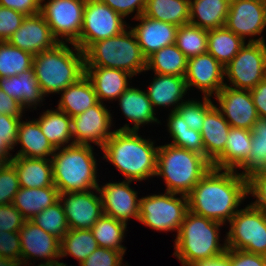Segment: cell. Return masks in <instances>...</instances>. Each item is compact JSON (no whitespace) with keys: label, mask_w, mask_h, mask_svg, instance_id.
Returning <instances> with one entry per match:
<instances>
[{"label":"cell","mask_w":266,"mask_h":266,"mask_svg":"<svg viewBox=\"0 0 266 266\" xmlns=\"http://www.w3.org/2000/svg\"><path fill=\"white\" fill-rule=\"evenodd\" d=\"M186 196L189 211L226 227L248 198L247 178L235 170L211 167Z\"/></svg>","instance_id":"cell-1"},{"label":"cell","mask_w":266,"mask_h":266,"mask_svg":"<svg viewBox=\"0 0 266 266\" xmlns=\"http://www.w3.org/2000/svg\"><path fill=\"white\" fill-rule=\"evenodd\" d=\"M155 140L143 138L138 131L114 129L101 151L103 159L122 174L124 180L146 181L155 177L158 145Z\"/></svg>","instance_id":"cell-2"},{"label":"cell","mask_w":266,"mask_h":266,"mask_svg":"<svg viewBox=\"0 0 266 266\" xmlns=\"http://www.w3.org/2000/svg\"><path fill=\"white\" fill-rule=\"evenodd\" d=\"M224 224L187 211L178 235L174 239V253L182 266L212 260L226 252V237L220 240ZM223 242L222 244L220 242Z\"/></svg>","instance_id":"cell-3"},{"label":"cell","mask_w":266,"mask_h":266,"mask_svg":"<svg viewBox=\"0 0 266 266\" xmlns=\"http://www.w3.org/2000/svg\"><path fill=\"white\" fill-rule=\"evenodd\" d=\"M32 67L43 94L49 97L85 75V55L73 43H58L54 48L34 55Z\"/></svg>","instance_id":"cell-4"},{"label":"cell","mask_w":266,"mask_h":266,"mask_svg":"<svg viewBox=\"0 0 266 266\" xmlns=\"http://www.w3.org/2000/svg\"><path fill=\"white\" fill-rule=\"evenodd\" d=\"M93 147L73 144L55 150L51 157L53 182L60 194L98 188L99 169Z\"/></svg>","instance_id":"cell-5"},{"label":"cell","mask_w":266,"mask_h":266,"mask_svg":"<svg viewBox=\"0 0 266 266\" xmlns=\"http://www.w3.org/2000/svg\"><path fill=\"white\" fill-rule=\"evenodd\" d=\"M211 167L203 155L166 143L158 147L155 176L165 181V191L187 195Z\"/></svg>","instance_id":"cell-6"},{"label":"cell","mask_w":266,"mask_h":266,"mask_svg":"<svg viewBox=\"0 0 266 266\" xmlns=\"http://www.w3.org/2000/svg\"><path fill=\"white\" fill-rule=\"evenodd\" d=\"M84 55L85 67L115 68L133 76L146 72V58L130 27L115 37L94 42Z\"/></svg>","instance_id":"cell-7"},{"label":"cell","mask_w":266,"mask_h":266,"mask_svg":"<svg viewBox=\"0 0 266 266\" xmlns=\"http://www.w3.org/2000/svg\"><path fill=\"white\" fill-rule=\"evenodd\" d=\"M187 211L186 195L167 191L151 193L140 198L138 221L154 231H175L177 236Z\"/></svg>","instance_id":"cell-8"},{"label":"cell","mask_w":266,"mask_h":266,"mask_svg":"<svg viewBox=\"0 0 266 266\" xmlns=\"http://www.w3.org/2000/svg\"><path fill=\"white\" fill-rule=\"evenodd\" d=\"M228 249L266 256V215L250 203L238 210L228 222Z\"/></svg>","instance_id":"cell-9"},{"label":"cell","mask_w":266,"mask_h":266,"mask_svg":"<svg viewBox=\"0 0 266 266\" xmlns=\"http://www.w3.org/2000/svg\"><path fill=\"white\" fill-rule=\"evenodd\" d=\"M224 74L226 86L253 89L266 79V42H246L224 67Z\"/></svg>","instance_id":"cell-10"},{"label":"cell","mask_w":266,"mask_h":266,"mask_svg":"<svg viewBox=\"0 0 266 266\" xmlns=\"http://www.w3.org/2000/svg\"><path fill=\"white\" fill-rule=\"evenodd\" d=\"M129 23L100 0H86L80 38L74 43L85 52L94 42L115 37Z\"/></svg>","instance_id":"cell-11"},{"label":"cell","mask_w":266,"mask_h":266,"mask_svg":"<svg viewBox=\"0 0 266 266\" xmlns=\"http://www.w3.org/2000/svg\"><path fill=\"white\" fill-rule=\"evenodd\" d=\"M46 2V3H45ZM86 0H41V14L59 43L80 38Z\"/></svg>","instance_id":"cell-12"},{"label":"cell","mask_w":266,"mask_h":266,"mask_svg":"<svg viewBox=\"0 0 266 266\" xmlns=\"http://www.w3.org/2000/svg\"><path fill=\"white\" fill-rule=\"evenodd\" d=\"M225 26L245 42H266V0H230Z\"/></svg>","instance_id":"cell-13"},{"label":"cell","mask_w":266,"mask_h":266,"mask_svg":"<svg viewBox=\"0 0 266 266\" xmlns=\"http://www.w3.org/2000/svg\"><path fill=\"white\" fill-rule=\"evenodd\" d=\"M108 109L105 103L99 101L83 113L72 117L73 144H94L101 150L114 132L113 114Z\"/></svg>","instance_id":"cell-14"},{"label":"cell","mask_w":266,"mask_h":266,"mask_svg":"<svg viewBox=\"0 0 266 266\" xmlns=\"http://www.w3.org/2000/svg\"><path fill=\"white\" fill-rule=\"evenodd\" d=\"M19 233L21 266H33L38 260L41 264L59 261L60 239L55 235L44 231L30 220L25 221Z\"/></svg>","instance_id":"cell-15"},{"label":"cell","mask_w":266,"mask_h":266,"mask_svg":"<svg viewBox=\"0 0 266 266\" xmlns=\"http://www.w3.org/2000/svg\"><path fill=\"white\" fill-rule=\"evenodd\" d=\"M135 181L123 180L98 185L104 215L128 225L131 219L139 220L140 198L138 191L131 187Z\"/></svg>","instance_id":"cell-16"},{"label":"cell","mask_w":266,"mask_h":266,"mask_svg":"<svg viewBox=\"0 0 266 266\" xmlns=\"http://www.w3.org/2000/svg\"><path fill=\"white\" fill-rule=\"evenodd\" d=\"M216 108L231 127L250 130L259 119L251 93L247 89L224 86L214 96Z\"/></svg>","instance_id":"cell-17"},{"label":"cell","mask_w":266,"mask_h":266,"mask_svg":"<svg viewBox=\"0 0 266 266\" xmlns=\"http://www.w3.org/2000/svg\"><path fill=\"white\" fill-rule=\"evenodd\" d=\"M69 229H91L104 214L98 188L59 194Z\"/></svg>","instance_id":"cell-18"},{"label":"cell","mask_w":266,"mask_h":266,"mask_svg":"<svg viewBox=\"0 0 266 266\" xmlns=\"http://www.w3.org/2000/svg\"><path fill=\"white\" fill-rule=\"evenodd\" d=\"M185 81L189 91L194 87L213 98L225 86L224 67L209 53L194 56L188 59Z\"/></svg>","instance_id":"cell-19"},{"label":"cell","mask_w":266,"mask_h":266,"mask_svg":"<svg viewBox=\"0 0 266 266\" xmlns=\"http://www.w3.org/2000/svg\"><path fill=\"white\" fill-rule=\"evenodd\" d=\"M7 42L33 56L52 49L59 43L41 13L26 16Z\"/></svg>","instance_id":"cell-20"},{"label":"cell","mask_w":266,"mask_h":266,"mask_svg":"<svg viewBox=\"0 0 266 266\" xmlns=\"http://www.w3.org/2000/svg\"><path fill=\"white\" fill-rule=\"evenodd\" d=\"M118 105L120 106L122 114L126 117L127 121L133 123H125L122 127L116 130L121 131H138L140 127L148 124H161V120L157 118L156 110L153 108L145 90L138 87L130 86L118 98Z\"/></svg>","instance_id":"cell-21"},{"label":"cell","mask_w":266,"mask_h":266,"mask_svg":"<svg viewBox=\"0 0 266 266\" xmlns=\"http://www.w3.org/2000/svg\"><path fill=\"white\" fill-rule=\"evenodd\" d=\"M139 21L135 26H130L134 32L142 54L147 59L158 50L176 42L178 26L151 19L141 15L134 19Z\"/></svg>","instance_id":"cell-22"},{"label":"cell","mask_w":266,"mask_h":266,"mask_svg":"<svg viewBox=\"0 0 266 266\" xmlns=\"http://www.w3.org/2000/svg\"><path fill=\"white\" fill-rule=\"evenodd\" d=\"M153 76L145 91L154 109L164 107V109L170 108L168 111L173 112L187 101L185 95L189 92H187L185 77L157 73Z\"/></svg>","instance_id":"cell-23"},{"label":"cell","mask_w":266,"mask_h":266,"mask_svg":"<svg viewBox=\"0 0 266 266\" xmlns=\"http://www.w3.org/2000/svg\"><path fill=\"white\" fill-rule=\"evenodd\" d=\"M0 89L20 103L25 111L29 109L36 111L37 107L43 106L42 102L46 100L33 67L21 74L0 79Z\"/></svg>","instance_id":"cell-24"},{"label":"cell","mask_w":266,"mask_h":266,"mask_svg":"<svg viewBox=\"0 0 266 266\" xmlns=\"http://www.w3.org/2000/svg\"><path fill=\"white\" fill-rule=\"evenodd\" d=\"M85 75L92 82L101 103L116 101L131 86L132 81L129 80L134 77L120 69L103 67H85Z\"/></svg>","instance_id":"cell-25"},{"label":"cell","mask_w":266,"mask_h":266,"mask_svg":"<svg viewBox=\"0 0 266 266\" xmlns=\"http://www.w3.org/2000/svg\"><path fill=\"white\" fill-rule=\"evenodd\" d=\"M20 145V150L16 151L13 156L51 159L55 148L43 134L39 123L34 119L23 118L18 128V138L15 145Z\"/></svg>","instance_id":"cell-26"},{"label":"cell","mask_w":266,"mask_h":266,"mask_svg":"<svg viewBox=\"0 0 266 266\" xmlns=\"http://www.w3.org/2000/svg\"><path fill=\"white\" fill-rule=\"evenodd\" d=\"M9 163L17 172L20 187L43 188L55 186L51 159L13 156Z\"/></svg>","instance_id":"cell-27"},{"label":"cell","mask_w":266,"mask_h":266,"mask_svg":"<svg viewBox=\"0 0 266 266\" xmlns=\"http://www.w3.org/2000/svg\"><path fill=\"white\" fill-rule=\"evenodd\" d=\"M60 94V99L57 101V107L55 108L65 112L71 118L99 102L94 86L86 75L68 86Z\"/></svg>","instance_id":"cell-28"},{"label":"cell","mask_w":266,"mask_h":266,"mask_svg":"<svg viewBox=\"0 0 266 266\" xmlns=\"http://www.w3.org/2000/svg\"><path fill=\"white\" fill-rule=\"evenodd\" d=\"M231 126L214 105L207 113L200 131L205 158L212 162L224 151Z\"/></svg>","instance_id":"cell-29"},{"label":"cell","mask_w":266,"mask_h":266,"mask_svg":"<svg viewBox=\"0 0 266 266\" xmlns=\"http://www.w3.org/2000/svg\"><path fill=\"white\" fill-rule=\"evenodd\" d=\"M251 142L250 130L231 127L224 151L212 162V167L236 170L248 158Z\"/></svg>","instance_id":"cell-30"},{"label":"cell","mask_w":266,"mask_h":266,"mask_svg":"<svg viewBox=\"0 0 266 266\" xmlns=\"http://www.w3.org/2000/svg\"><path fill=\"white\" fill-rule=\"evenodd\" d=\"M230 0H190L191 25L212 30L226 25Z\"/></svg>","instance_id":"cell-31"},{"label":"cell","mask_w":266,"mask_h":266,"mask_svg":"<svg viewBox=\"0 0 266 266\" xmlns=\"http://www.w3.org/2000/svg\"><path fill=\"white\" fill-rule=\"evenodd\" d=\"M59 191L56 186L43 188L20 187L12 201L26 220L53 205L59 200Z\"/></svg>","instance_id":"cell-32"},{"label":"cell","mask_w":266,"mask_h":266,"mask_svg":"<svg viewBox=\"0 0 266 266\" xmlns=\"http://www.w3.org/2000/svg\"><path fill=\"white\" fill-rule=\"evenodd\" d=\"M46 138L55 148L73 145L72 118L58 109H47L35 119Z\"/></svg>","instance_id":"cell-33"},{"label":"cell","mask_w":266,"mask_h":266,"mask_svg":"<svg viewBox=\"0 0 266 266\" xmlns=\"http://www.w3.org/2000/svg\"><path fill=\"white\" fill-rule=\"evenodd\" d=\"M190 0H146L143 15L182 26L190 20Z\"/></svg>","instance_id":"cell-34"},{"label":"cell","mask_w":266,"mask_h":266,"mask_svg":"<svg viewBox=\"0 0 266 266\" xmlns=\"http://www.w3.org/2000/svg\"><path fill=\"white\" fill-rule=\"evenodd\" d=\"M246 42L226 26L208 30L207 53L225 67Z\"/></svg>","instance_id":"cell-35"},{"label":"cell","mask_w":266,"mask_h":266,"mask_svg":"<svg viewBox=\"0 0 266 266\" xmlns=\"http://www.w3.org/2000/svg\"><path fill=\"white\" fill-rule=\"evenodd\" d=\"M188 58L177 48L176 44L168 45L153 53L146 59V71L157 74L185 77Z\"/></svg>","instance_id":"cell-36"},{"label":"cell","mask_w":266,"mask_h":266,"mask_svg":"<svg viewBox=\"0 0 266 266\" xmlns=\"http://www.w3.org/2000/svg\"><path fill=\"white\" fill-rule=\"evenodd\" d=\"M167 116V124L165 126H167L169 138L171 137L172 139L169 144L205 157V147L201 133L189 128L185 120L176 111L169 112Z\"/></svg>","instance_id":"cell-37"},{"label":"cell","mask_w":266,"mask_h":266,"mask_svg":"<svg viewBox=\"0 0 266 266\" xmlns=\"http://www.w3.org/2000/svg\"><path fill=\"white\" fill-rule=\"evenodd\" d=\"M99 247L113 249L125 255L126 247L122 244L127 236V224L102 215L90 229Z\"/></svg>","instance_id":"cell-38"},{"label":"cell","mask_w":266,"mask_h":266,"mask_svg":"<svg viewBox=\"0 0 266 266\" xmlns=\"http://www.w3.org/2000/svg\"><path fill=\"white\" fill-rule=\"evenodd\" d=\"M251 151L248 158L235 170L242 177L265 169L266 164V119L259 118L251 129ZM241 170V171H239Z\"/></svg>","instance_id":"cell-39"},{"label":"cell","mask_w":266,"mask_h":266,"mask_svg":"<svg viewBox=\"0 0 266 266\" xmlns=\"http://www.w3.org/2000/svg\"><path fill=\"white\" fill-rule=\"evenodd\" d=\"M97 247L90 229H69L60 240V259L73 256L81 264Z\"/></svg>","instance_id":"cell-40"},{"label":"cell","mask_w":266,"mask_h":266,"mask_svg":"<svg viewBox=\"0 0 266 266\" xmlns=\"http://www.w3.org/2000/svg\"><path fill=\"white\" fill-rule=\"evenodd\" d=\"M33 57L31 53L14 47L7 41L0 42V79L21 74L32 68Z\"/></svg>","instance_id":"cell-41"},{"label":"cell","mask_w":266,"mask_h":266,"mask_svg":"<svg viewBox=\"0 0 266 266\" xmlns=\"http://www.w3.org/2000/svg\"><path fill=\"white\" fill-rule=\"evenodd\" d=\"M207 43L208 30L190 23L178 27L175 44L188 59L207 53Z\"/></svg>","instance_id":"cell-42"},{"label":"cell","mask_w":266,"mask_h":266,"mask_svg":"<svg viewBox=\"0 0 266 266\" xmlns=\"http://www.w3.org/2000/svg\"><path fill=\"white\" fill-rule=\"evenodd\" d=\"M30 221L60 240L69 231L67 217L60 200L35 215Z\"/></svg>","instance_id":"cell-43"},{"label":"cell","mask_w":266,"mask_h":266,"mask_svg":"<svg viewBox=\"0 0 266 266\" xmlns=\"http://www.w3.org/2000/svg\"><path fill=\"white\" fill-rule=\"evenodd\" d=\"M201 101V102H200ZM211 97H202V99L188 98L177 109L176 112L185 120L189 128L201 131L206 113L214 106Z\"/></svg>","instance_id":"cell-44"},{"label":"cell","mask_w":266,"mask_h":266,"mask_svg":"<svg viewBox=\"0 0 266 266\" xmlns=\"http://www.w3.org/2000/svg\"><path fill=\"white\" fill-rule=\"evenodd\" d=\"M0 266H21L19 231H0Z\"/></svg>","instance_id":"cell-45"},{"label":"cell","mask_w":266,"mask_h":266,"mask_svg":"<svg viewBox=\"0 0 266 266\" xmlns=\"http://www.w3.org/2000/svg\"><path fill=\"white\" fill-rule=\"evenodd\" d=\"M20 189L15 168L10 163L0 167V205L11 204Z\"/></svg>","instance_id":"cell-46"},{"label":"cell","mask_w":266,"mask_h":266,"mask_svg":"<svg viewBox=\"0 0 266 266\" xmlns=\"http://www.w3.org/2000/svg\"><path fill=\"white\" fill-rule=\"evenodd\" d=\"M247 195L255 198L250 204L266 215V169L247 178Z\"/></svg>","instance_id":"cell-47"},{"label":"cell","mask_w":266,"mask_h":266,"mask_svg":"<svg viewBox=\"0 0 266 266\" xmlns=\"http://www.w3.org/2000/svg\"><path fill=\"white\" fill-rule=\"evenodd\" d=\"M123 257L120 251L98 246L79 266H130Z\"/></svg>","instance_id":"cell-48"},{"label":"cell","mask_w":266,"mask_h":266,"mask_svg":"<svg viewBox=\"0 0 266 266\" xmlns=\"http://www.w3.org/2000/svg\"><path fill=\"white\" fill-rule=\"evenodd\" d=\"M25 17L16 10L0 6V42L8 41L21 26Z\"/></svg>","instance_id":"cell-49"},{"label":"cell","mask_w":266,"mask_h":266,"mask_svg":"<svg viewBox=\"0 0 266 266\" xmlns=\"http://www.w3.org/2000/svg\"><path fill=\"white\" fill-rule=\"evenodd\" d=\"M25 221L26 219L14 205H0V231H19Z\"/></svg>","instance_id":"cell-50"},{"label":"cell","mask_w":266,"mask_h":266,"mask_svg":"<svg viewBox=\"0 0 266 266\" xmlns=\"http://www.w3.org/2000/svg\"><path fill=\"white\" fill-rule=\"evenodd\" d=\"M102 3L108 5L112 10L120 14L124 19L135 15L131 18L136 19L137 17L143 15L146 0H100Z\"/></svg>","instance_id":"cell-51"},{"label":"cell","mask_w":266,"mask_h":266,"mask_svg":"<svg viewBox=\"0 0 266 266\" xmlns=\"http://www.w3.org/2000/svg\"><path fill=\"white\" fill-rule=\"evenodd\" d=\"M22 117L0 114V138L13 150L17 143L18 128Z\"/></svg>","instance_id":"cell-52"},{"label":"cell","mask_w":266,"mask_h":266,"mask_svg":"<svg viewBox=\"0 0 266 266\" xmlns=\"http://www.w3.org/2000/svg\"><path fill=\"white\" fill-rule=\"evenodd\" d=\"M226 253L231 259L232 266H266V256L264 255L228 248Z\"/></svg>","instance_id":"cell-53"},{"label":"cell","mask_w":266,"mask_h":266,"mask_svg":"<svg viewBox=\"0 0 266 266\" xmlns=\"http://www.w3.org/2000/svg\"><path fill=\"white\" fill-rule=\"evenodd\" d=\"M0 6L16 10L25 16L41 12V0H0Z\"/></svg>","instance_id":"cell-54"},{"label":"cell","mask_w":266,"mask_h":266,"mask_svg":"<svg viewBox=\"0 0 266 266\" xmlns=\"http://www.w3.org/2000/svg\"><path fill=\"white\" fill-rule=\"evenodd\" d=\"M249 91L251 93L258 117L266 119V79L259 82Z\"/></svg>","instance_id":"cell-55"},{"label":"cell","mask_w":266,"mask_h":266,"mask_svg":"<svg viewBox=\"0 0 266 266\" xmlns=\"http://www.w3.org/2000/svg\"><path fill=\"white\" fill-rule=\"evenodd\" d=\"M25 109L15 99L0 89V114L23 117Z\"/></svg>","instance_id":"cell-56"},{"label":"cell","mask_w":266,"mask_h":266,"mask_svg":"<svg viewBox=\"0 0 266 266\" xmlns=\"http://www.w3.org/2000/svg\"><path fill=\"white\" fill-rule=\"evenodd\" d=\"M192 266H232L229 255L225 252L212 260L199 261Z\"/></svg>","instance_id":"cell-57"},{"label":"cell","mask_w":266,"mask_h":266,"mask_svg":"<svg viewBox=\"0 0 266 266\" xmlns=\"http://www.w3.org/2000/svg\"><path fill=\"white\" fill-rule=\"evenodd\" d=\"M12 149L0 138V161L9 163L13 158Z\"/></svg>","instance_id":"cell-58"},{"label":"cell","mask_w":266,"mask_h":266,"mask_svg":"<svg viewBox=\"0 0 266 266\" xmlns=\"http://www.w3.org/2000/svg\"><path fill=\"white\" fill-rule=\"evenodd\" d=\"M35 266H68L67 264L63 263V262H53V263H39L38 265H35ZM72 266V265H70Z\"/></svg>","instance_id":"cell-59"},{"label":"cell","mask_w":266,"mask_h":266,"mask_svg":"<svg viewBox=\"0 0 266 266\" xmlns=\"http://www.w3.org/2000/svg\"><path fill=\"white\" fill-rule=\"evenodd\" d=\"M4 164V162L0 161V167Z\"/></svg>","instance_id":"cell-60"}]
</instances>
